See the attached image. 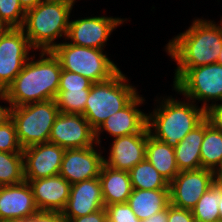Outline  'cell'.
Wrapping results in <instances>:
<instances>
[{
    "mask_svg": "<svg viewBox=\"0 0 222 222\" xmlns=\"http://www.w3.org/2000/svg\"><path fill=\"white\" fill-rule=\"evenodd\" d=\"M221 48L222 24L195 18L187 30L165 46L167 54L177 64L173 84L190 68L216 63Z\"/></svg>",
    "mask_w": 222,
    "mask_h": 222,
    "instance_id": "1",
    "label": "cell"
},
{
    "mask_svg": "<svg viewBox=\"0 0 222 222\" xmlns=\"http://www.w3.org/2000/svg\"><path fill=\"white\" fill-rule=\"evenodd\" d=\"M39 59L30 55L22 71L6 88L11 107L55 100L62 67L52 51H40Z\"/></svg>",
    "mask_w": 222,
    "mask_h": 222,
    "instance_id": "2",
    "label": "cell"
},
{
    "mask_svg": "<svg viewBox=\"0 0 222 222\" xmlns=\"http://www.w3.org/2000/svg\"><path fill=\"white\" fill-rule=\"evenodd\" d=\"M162 99H158L159 105L147 115V127L152 137L175 147L205 119V110L186 98V102L172 96Z\"/></svg>",
    "mask_w": 222,
    "mask_h": 222,
    "instance_id": "3",
    "label": "cell"
},
{
    "mask_svg": "<svg viewBox=\"0 0 222 222\" xmlns=\"http://www.w3.org/2000/svg\"><path fill=\"white\" fill-rule=\"evenodd\" d=\"M72 9L69 3L42 1L27 10L21 29L31 46L37 51H52L58 37L66 39Z\"/></svg>",
    "mask_w": 222,
    "mask_h": 222,
    "instance_id": "4",
    "label": "cell"
},
{
    "mask_svg": "<svg viewBox=\"0 0 222 222\" xmlns=\"http://www.w3.org/2000/svg\"><path fill=\"white\" fill-rule=\"evenodd\" d=\"M138 91L121 70L111 79L93 83L83 116L96 131L109 116L123 109Z\"/></svg>",
    "mask_w": 222,
    "mask_h": 222,
    "instance_id": "5",
    "label": "cell"
},
{
    "mask_svg": "<svg viewBox=\"0 0 222 222\" xmlns=\"http://www.w3.org/2000/svg\"><path fill=\"white\" fill-rule=\"evenodd\" d=\"M63 70L80 74L93 83L103 82L116 75L120 68L104 50L77 46L65 41L52 50Z\"/></svg>",
    "mask_w": 222,
    "mask_h": 222,
    "instance_id": "6",
    "label": "cell"
},
{
    "mask_svg": "<svg viewBox=\"0 0 222 222\" xmlns=\"http://www.w3.org/2000/svg\"><path fill=\"white\" fill-rule=\"evenodd\" d=\"M58 114L56 100L11 107L10 118L14 122L20 146L24 149L47 143Z\"/></svg>",
    "mask_w": 222,
    "mask_h": 222,
    "instance_id": "7",
    "label": "cell"
},
{
    "mask_svg": "<svg viewBox=\"0 0 222 222\" xmlns=\"http://www.w3.org/2000/svg\"><path fill=\"white\" fill-rule=\"evenodd\" d=\"M172 88L194 103L202 101L201 107L206 111L217 101L222 102V65L214 63L190 68Z\"/></svg>",
    "mask_w": 222,
    "mask_h": 222,
    "instance_id": "8",
    "label": "cell"
},
{
    "mask_svg": "<svg viewBox=\"0 0 222 222\" xmlns=\"http://www.w3.org/2000/svg\"><path fill=\"white\" fill-rule=\"evenodd\" d=\"M31 50L35 49L21 28H9L0 38V90H6L22 71Z\"/></svg>",
    "mask_w": 222,
    "mask_h": 222,
    "instance_id": "9",
    "label": "cell"
},
{
    "mask_svg": "<svg viewBox=\"0 0 222 222\" xmlns=\"http://www.w3.org/2000/svg\"><path fill=\"white\" fill-rule=\"evenodd\" d=\"M126 20L113 16H91L71 20L66 40L77 46L104 50L109 35Z\"/></svg>",
    "mask_w": 222,
    "mask_h": 222,
    "instance_id": "10",
    "label": "cell"
},
{
    "mask_svg": "<svg viewBox=\"0 0 222 222\" xmlns=\"http://www.w3.org/2000/svg\"><path fill=\"white\" fill-rule=\"evenodd\" d=\"M213 183L214 174L210 169L180 171L169 183L170 204L177 208L192 210Z\"/></svg>",
    "mask_w": 222,
    "mask_h": 222,
    "instance_id": "11",
    "label": "cell"
},
{
    "mask_svg": "<svg viewBox=\"0 0 222 222\" xmlns=\"http://www.w3.org/2000/svg\"><path fill=\"white\" fill-rule=\"evenodd\" d=\"M48 142L63 149H80L96 144L95 130L81 114L61 113L56 116Z\"/></svg>",
    "mask_w": 222,
    "mask_h": 222,
    "instance_id": "12",
    "label": "cell"
},
{
    "mask_svg": "<svg viewBox=\"0 0 222 222\" xmlns=\"http://www.w3.org/2000/svg\"><path fill=\"white\" fill-rule=\"evenodd\" d=\"M95 147L99 145L96 143L91 147L66 149L59 174L71 185L99 177L104 156Z\"/></svg>",
    "mask_w": 222,
    "mask_h": 222,
    "instance_id": "13",
    "label": "cell"
},
{
    "mask_svg": "<svg viewBox=\"0 0 222 222\" xmlns=\"http://www.w3.org/2000/svg\"><path fill=\"white\" fill-rule=\"evenodd\" d=\"M145 102L142 95L137 94L123 109L109 116L95 131L96 143L101 147V133L114 138L141 133L147 127L148 113L142 112L138 107Z\"/></svg>",
    "mask_w": 222,
    "mask_h": 222,
    "instance_id": "14",
    "label": "cell"
},
{
    "mask_svg": "<svg viewBox=\"0 0 222 222\" xmlns=\"http://www.w3.org/2000/svg\"><path fill=\"white\" fill-rule=\"evenodd\" d=\"M64 152L65 149L50 142L24 148V179L35 180L58 175Z\"/></svg>",
    "mask_w": 222,
    "mask_h": 222,
    "instance_id": "15",
    "label": "cell"
},
{
    "mask_svg": "<svg viewBox=\"0 0 222 222\" xmlns=\"http://www.w3.org/2000/svg\"><path fill=\"white\" fill-rule=\"evenodd\" d=\"M37 211L33 191L27 181L0 186V222L26 220Z\"/></svg>",
    "mask_w": 222,
    "mask_h": 222,
    "instance_id": "16",
    "label": "cell"
},
{
    "mask_svg": "<svg viewBox=\"0 0 222 222\" xmlns=\"http://www.w3.org/2000/svg\"><path fill=\"white\" fill-rule=\"evenodd\" d=\"M148 127L141 133L114 138L104 164L115 170L130 171L145 159Z\"/></svg>",
    "mask_w": 222,
    "mask_h": 222,
    "instance_id": "17",
    "label": "cell"
},
{
    "mask_svg": "<svg viewBox=\"0 0 222 222\" xmlns=\"http://www.w3.org/2000/svg\"><path fill=\"white\" fill-rule=\"evenodd\" d=\"M105 208L99 177L71 185L70 196L64 210V219L78 218Z\"/></svg>",
    "mask_w": 222,
    "mask_h": 222,
    "instance_id": "18",
    "label": "cell"
},
{
    "mask_svg": "<svg viewBox=\"0 0 222 222\" xmlns=\"http://www.w3.org/2000/svg\"><path fill=\"white\" fill-rule=\"evenodd\" d=\"M27 181L38 210L62 212L70 196L71 184L60 174Z\"/></svg>",
    "mask_w": 222,
    "mask_h": 222,
    "instance_id": "19",
    "label": "cell"
},
{
    "mask_svg": "<svg viewBox=\"0 0 222 222\" xmlns=\"http://www.w3.org/2000/svg\"><path fill=\"white\" fill-rule=\"evenodd\" d=\"M99 179L104 206L127 203L133 191L128 171L115 170L103 164Z\"/></svg>",
    "mask_w": 222,
    "mask_h": 222,
    "instance_id": "20",
    "label": "cell"
},
{
    "mask_svg": "<svg viewBox=\"0 0 222 222\" xmlns=\"http://www.w3.org/2000/svg\"><path fill=\"white\" fill-rule=\"evenodd\" d=\"M127 203L136 217L143 221L170 205V190L133 189Z\"/></svg>",
    "mask_w": 222,
    "mask_h": 222,
    "instance_id": "21",
    "label": "cell"
},
{
    "mask_svg": "<svg viewBox=\"0 0 222 222\" xmlns=\"http://www.w3.org/2000/svg\"><path fill=\"white\" fill-rule=\"evenodd\" d=\"M203 139L204 120L174 147L176 164L179 171L201 168L200 151Z\"/></svg>",
    "mask_w": 222,
    "mask_h": 222,
    "instance_id": "22",
    "label": "cell"
},
{
    "mask_svg": "<svg viewBox=\"0 0 222 222\" xmlns=\"http://www.w3.org/2000/svg\"><path fill=\"white\" fill-rule=\"evenodd\" d=\"M145 158L170 183L180 172L174 147L161 142L150 134L147 137Z\"/></svg>",
    "mask_w": 222,
    "mask_h": 222,
    "instance_id": "23",
    "label": "cell"
},
{
    "mask_svg": "<svg viewBox=\"0 0 222 222\" xmlns=\"http://www.w3.org/2000/svg\"><path fill=\"white\" fill-rule=\"evenodd\" d=\"M201 168L214 170L222 158V132L204 119V139L201 144Z\"/></svg>",
    "mask_w": 222,
    "mask_h": 222,
    "instance_id": "24",
    "label": "cell"
},
{
    "mask_svg": "<svg viewBox=\"0 0 222 222\" xmlns=\"http://www.w3.org/2000/svg\"><path fill=\"white\" fill-rule=\"evenodd\" d=\"M133 189H169V182L145 158L129 171Z\"/></svg>",
    "mask_w": 222,
    "mask_h": 222,
    "instance_id": "25",
    "label": "cell"
},
{
    "mask_svg": "<svg viewBox=\"0 0 222 222\" xmlns=\"http://www.w3.org/2000/svg\"><path fill=\"white\" fill-rule=\"evenodd\" d=\"M222 198V183L215 182L201 196L192 209L197 222H219V206Z\"/></svg>",
    "mask_w": 222,
    "mask_h": 222,
    "instance_id": "26",
    "label": "cell"
},
{
    "mask_svg": "<svg viewBox=\"0 0 222 222\" xmlns=\"http://www.w3.org/2000/svg\"><path fill=\"white\" fill-rule=\"evenodd\" d=\"M24 180L23 154L0 151V186L19 184Z\"/></svg>",
    "mask_w": 222,
    "mask_h": 222,
    "instance_id": "27",
    "label": "cell"
},
{
    "mask_svg": "<svg viewBox=\"0 0 222 222\" xmlns=\"http://www.w3.org/2000/svg\"><path fill=\"white\" fill-rule=\"evenodd\" d=\"M90 89H58L56 102L59 112L83 115Z\"/></svg>",
    "mask_w": 222,
    "mask_h": 222,
    "instance_id": "28",
    "label": "cell"
},
{
    "mask_svg": "<svg viewBox=\"0 0 222 222\" xmlns=\"http://www.w3.org/2000/svg\"><path fill=\"white\" fill-rule=\"evenodd\" d=\"M26 11L18 0H0V20L10 28H21Z\"/></svg>",
    "mask_w": 222,
    "mask_h": 222,
    "instance_id": "29",
    "label": "cell"
},
{
    "mask_svg": "<svg viewBox=\"0 0 222 222\" xmlns=\"http://www.w3.org/2000/svg\"><path fill=\"white\" fill-rule=\"evenodd\" d=\"M0 151L7 153H22L23 151L18 142L16 128L11 118L0 124Z\"/></svg>",
    "mask_w": 222,
    "mask_h": 222,
    "instance_id": "30",
    "label": "cell"
},
{
    "mask_svg": "<svg viewBox=\"0 0 222 222\" xmlns=\"http://www.w3.org/2000/svg\"><path fill=\"white\" fill-rule=\"evenodd\" d=\"M107 220L110 222H142L134 214L128 203H118L105 206Z\"/></svg>",
    "mask_w": 222,
    "mask_h": 222,
    "instance_id": "31",
    "label": "cell"
},
{
    "mask_svg": "<svg viewBox=\"0 0 222 222\" xmlns=\"http://www.w3.org/2000/svg\"><path fill=\"white\" fill-rule=\"evenodd\" d=\"M92 84L88 78L62 69L58 89H90Z\"/></svg>",
    "mask_w": 222,
    "mask_h": 222,
    "instance_id": "32",
    "label": "cell"
},
{
    "mask_svg": "<svg viewBox=\"0 0 222 222\" xmlns=\"http://www.w3.org/2000/svg\"><path fill=\"white\" fill-rule=\"evenodd\" d=\"M17 222H65L61 212L38 210L29 219Z\"/></svg>",
    "mask_w": 222,
    "mask_h": 222,
    "instance_id": "33",
    "label": "cell"
},
{
    "mask_svg": "<svg viewBox=\"0 0 222 222\" xmlns=\"http://www.w3.org/2000/svg\"><path fill=\"white\" fill-rule=\"evenodd\" d=\"M168 222H197L193 217L192 210L168 206Z\"/></svg>",
    "mask_w": 222,
    "mask_h": 222,
    "instance_id": "34",
    "label": "cell"
},
{
    "mask_svg": "<svg viewBox=\"0 0 222 222\" xmlns=\"http://www.w3.org/2000/svg\"><path fill=\"white\" fill-rule=\"evenodd\" d=\"M205 118L216 130L222 132V102L209 106L205 111Z\"/></svg>",
    "mask_w": 222,
    "mask_h": 222,
    "instance_id": "35",
    "label": "cell"
},
{
    "mask_svg": "<svg viewBox=\"0 0 222 222\" xmlns=\"http://www.w3.org/2000/svg\"><path fill=\"white\" fill-rule=\"evenodd\" d=\"M106 220L107 212L106 209L103 208L82 217L65 219V222H105Z\"/></svg>",
    "mask_w": 222,
    "mask_h": 222,
    "instance_id": "36",
    "label": "cell"
},
{
    "mask_svg": "<svg viewBox=\"0 0 222 222\" xmlns=\"http://www.w3.org/2000/svg\"><path fill=\"white\" fill-rule=\"evenodd\" d=\"M6 101L9 103V106H2L0 105V124L5 123L8 119H10L11 114V105L8 99L7 93L5 90H0V101Z\"/></svg>",
    "mask_w": 222,
    "mask_h": 222,
    "instance_id": "37",
    "label": "cell"
},
{
    "mask_svg": "<svg viewBox=\"0 0 222 222\" xmlns=\"http://www.w3.org/2000/svg\"><path fill=\"white\" fill-rule=\"evenodd\" d=\"M142 222H168V207L154 215H151L148 219H145Z\"/></svg>",
    "mask_w": 222,
    "mask_h": 222,
    "instance_id": "38",
    "label": "cell"
},
{
    "mask_svg": "<svg viewBox=\"0 0 222 222\" xmlns=\"http://www.w3.org/2000/svg\"><path fill=\"white\" fill-rule=\"evenodd\" d=\"M22 8L27 11L31 8L36 7L43 0H18Z\"/></svg>",
    "mask_w": 222,
    "mask_h": 222,
    "instance_id": "39",
    "label": "cell"
},
{
    "mask_svg": "<svg viewBox=\"0 0 222 222\" xmlns=\"http://www.w3.org/2000/svg\"><path fill=\"white\" fill-rule=\"evenodd\" d=\"M215 182L222 183V158L218 166L213 170Z\"/></svg>",
    "mask_w": 222,
    "mask_h": 222,
    "instance_id": "40",
    "label": "cell"
},
{
    "mask_svg": "<svg viewBox=\"0 0 222 222\" xmlns=\"http://www.w3.org/2000/svg\"><path fill=\"white\" fill-rule=\"evenodd\" d=\"M3 21L0 20V38L5 34V32L9 29Z\"/></svg>",
    "mask_w": 222,
    "mask_h": 222,
    "instance_id": "41",
    "label": "cell"
},
{
    "mask_svg": "<svg viewBox=\"0 0 222 222\" xmlns=\"http://www.w3.org/2000/svg\"><path fill=\"white\" fill-rule=\"evenodd\" d=\"M219 208V222H222V198L220 200V203L218 204Z\"/></svg>",
    "mask_w": 222,
    "mask_h": 222,
    "instance_id": "42",
    "label": "cell"
},
{
    "mask_svg": "<svg viewBox=\"0 0 222 222\" xmlns=\"http://www.w3.org/2000/svg\"><path fill=\"white\" fill-rule=\"evenodd\" d=\"M216 63L222 65V48L218 52V60Z\"/></svg>",
    "mask_w": 222,
    "mask_h": 222,
    "instance_id": "43",
    "label": "cell"
},
{
    "mask_svg": "<svg viewBox=\"0 0 222 222\" xmlns=\"http://www.w3.org/2000/svg\"><path fill=\"white\" fill-rule=\"evenodd\" d=\"M47 2L69 3V0H43Z\"/></svg>",
    "mask_w": 222,
    "mask_h": 222,
    "instance_id": "44",
    "label": "cell"
},
{
    "mask_svg": "<svg viewBox=\"0 0 222 222\" xmlns=\"http://www.w3.org/2000/svg\"><path fill=\"white\" fill-rule=\"evenodd\" d=\"M76 0H69V4L73 7Z\"/></svg>",
    "mask_w": 222,
    "mask_h": 222,
    "instance_id": "45",
    "label": "cell"
}]
</instances>
